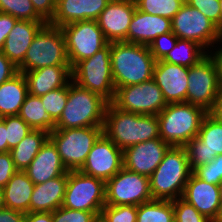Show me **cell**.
Returning a JSON list of instances; mask_svg holds the SVG:
<instances>
[{"instance_id":"6da1fadb","label":"cell","mask_w":222,"mask_h":222,"mask_svg":"<svg viewBox=\"0 0 222 222\" xmlns=\"http://www.w3.org/2000/svg\"><path fill=\"white\" fill-rule=\"evenodd\" d=\"M103 133L122 151L126 148L159 136L157 115H142L121 111L108 103Z\"/></svg>"},{"instance_id":"7a4b0ae2","label":"cell","mask_w":222,"mask_h":222,"mask_svg":"<svg viewBox=\"0 0 222 222\" xmlns=\"http://www.w3.org/2000/svg\"><path fill=\"white\" fill-rule=\"evenodd\" d=\"M110 61L116 90L153 78L156 60L148 46L123 41L111 42Z\"/></svg>"},{"instance_id":"3957f363","label":"cell","mask_w":222,"mask_h":222,"mask_svg":"<svg viewBox=\"0 0 222 222\" xmlns=\"http://www.w3.org/2000/svg\"><path fill=\"white\" fill-rule=\"evenodd\" d=\"M108 101L101 95L68 83V99L54 129L103 127Z\"/></svg>"},{"instance_id":"277c9868","label":"cell","mask_w":222,"mask_h":222,"mask_svg":"<svg viewBox=\"0 0 222 222\" xmlns=\"http://www.w3.org/2000/svg\"><path fill=\"white\" fill-rule=\"evenodd\" d=\"M208 112L188 102L169 103L157 115L160 138L175 147H184L198 136L202 121Z\"/></svg>"},{"instance_id":"5b68a950","label":"cell","mask_w":222,"mask_h":222,"mask_svg":"<svg viewBox=\"0 0 222 222\" xmlns=\"http://www.w3.org/2000/svg\"><path fill=\"white\" fill-rule=\"evenodd\" d=\"M191 174L185 147L171 146L149 177L152 198L172 201L182 197Z\"/></svg>"},{"instance_id":"8992f818","label":"cell","mask_w":222,"mask_h":222,"mask_svg":"<svg viewBox=\"0 0 222 222\" xmlns=\"http://www.w3.org/2000/svg\"><path fill=\"white\" fill-rule=\"evenodd\" d=\"M49 66H70V63L62 29L46 23L36 34L24 61L17 68L18 72L24 73Z\"/></svg>"},{"instance_id":"52a82bcc","label":"cell","mask_w":222,"mask_h":222,"mask_svg":"<svg viewBox=\"0 0 222 222\" xmlns=\"http://www.w3.org/2000/svg\"><path fill=\"white\" fill-rule=\"evenodd\" d=\"M111 42L90 58L77 62L72 68V81L78 86L101 95L109 103L116 89L112 75Z\"/></svg>"},{"instance_id":"ba28073f","label":"cell","mask_w":222,"mask_h":222,"mask_svg":"<svg viewBox=\"0 0 222 222\" xmlns=\"http://www.w3.org/2000/svg\"><path fill=\"white\" fill-rule=\"evenodd\" d=\"M103 133V127L54 129L49 139L54 143L68 171H79L93 144Z\"/></svg>"},{"instance_id":"9c48e42d","label":"cell","mask_w":222,"mask_h":222,"mask_svg":"<svg viewBox=\"0 0 222 222\" xmlns=\"http://www.w3.org/2000/svg\"><path fill=\"white\" fill-rule=\"evenodd\" d=\"M105 205L104 180L68 171L63 207L100 214Z\"/></svg>"},{"instance_id":"30bf717a","label":"cell","mask_w":222,"mask_h":222,"mask_svg":"<svg viewBox=\"0 0 222 222\" xmlns=\"http://www.w3.org/2000/svg\"><path fill=\"white\" fill-rule=\"evenodd\" d=\"M172 32L181 40L194 41L206 48L221 44L222 31L195 7L184 3L171 19ZM217 42V43H216ZM210 46V47H208Z\"/></svg>"},{"instance_id":"8fae6325","label":"cell","mask_w":222,"mask_h":222,"mask_svg":"<svg viewBox=\"0 0 222 222\" xmlns=\"http://www.w3.org/2000/svg\"><path fill=\"white\" fill-rule=\"evenodd\" d=\"M63 31L71 68L79 61L93 56L109 42L97 20L78 21L60 27Z\"/></svg>"},{"instance_id":"7c38bea8","label":"cell","mask_w":222,"mask_h":222,"mask_svg":"<svg viewBox=\"0 0 222 222\" xmlns=\"http://www.w3.org/2000/svg\"><path fill=\"white\" fill-rule=\"evenodd\" d=\"M153 200L149 177L122 168L105 182L106 205H135Z\"/></svg>"},{"instance_id":"4fadbf2b","label":"cell","mask_w":222,"mask_h":222,"mask_svg":"<svg viewBox=\"0 0 222 222\" xmlns=\"http://www.w3.org/2000/svg\"><path fill=\"white\" fill-rule=\"evenodd\" d=\"M111 103L121 111L142 115H158L167 106L153 78L141 84L118 88Z\"/></svg>"},{"instance_id":"5bb4252c","label":"cell","mask_w":222,"mask_h":222,"mask_svg":"<svg viewBox=\"0 0 222 222\" xmlns=\"http://www.w3.org/2000/svg\"><path fill=\"white\" fill-rule=\"evenodd\" d=\"M220 93L216 65L209 54L189 67L187 102L207 112Z\"/></svg>"},{"instance_id":"9a60e30c","label":"cell","mask_w":222,"mask_h":222,"mask_svg":"<svg viewBox=\"0 0 222 222\" xmlns=\"http://www.w3.org/2000/svg\"><path fill=\"white\" fill-rule=\"evenodd\" d=\"M192 172L199 166L211 162L222 154V124L207 114L201 124L197 137L185 146Z\"/></svg>"},{"instance_id":"2e32d148","label":"cell","mask_w":222,"mask_h":222,"mask_svg":"<svg viewBox=\"0 0 222 222\" xmlns=\"http://www.w3.org/2000/svg\"><path fill=\"white\" fill-rule=\"evenodd\" d=\"M122 168L123 151L102 133L93 144L84 165L79 171L106 182Z\"/></svg>"},{"instance_id":"e0dca14e","label":"cell","mask_w":222,"mask_h":222,"mask_svg":"<svg viewBox=\"0 0 222 222\" xmlns=\"http://www.w3.org/2000/svg\"><path fill=\"white\" fill-rule=\"evenodd\" d=\"M170 147L161 138L137 143L123 150V167L150 177Z\"/></svg>"},{"instance_id":"ac0fdd59","label":"cell","mask_w":222,"mask_h":222,"mask_svg":"<svg viewBox=\"0 0 222 222\" xmlns=\"http://www.w3.org/2000/svg\"><path fill=\"white\" fill-rule=\"evenodd\" d=\"M135 10L134 0H111L100 13L97 23L109 43L122 42L127 38Z\"/></svg>"},{"instance_id":"d6986e66","label":"cell","mask_w":222,"mask_h":222,"mask_svg":"<svg viewBox=\"0 0 222 222\" xmlns=\"http://www.w3.org/2000/svg\"><path fill=\"white\" fill-rule=\"evenodd\" d=\"M189 68L158 60L153 79L161 89L167 104L187 102Z\"/></svg>"},{"instance_id":"ffe728a7","label":"cell","mask_w":222,"mask_h":222,"mask_svg":"<svg viewBox=\"0 0 222 222\" xmlns=\"http://www.w3.org/2000/svg\"><path fill=\"white\" fill-rule=\"evenodd\" d=\"M182 198L210 220L218 217L222 203L220 185L207 183L192 172Z\"/></svg>"},{"instance_id":"44dd1931","label":"cell","mask_w":222,"mask_h":222,"mask_svg":"<svg viewBox=\"0 0 222 222\" xmlns=\"http://www.w3.org/2000/svg\"><path fill=\"white\" fill-rule=\"evenodd\" d=\"M111 0H57L49 24L62 27L78 21L97 20Z\"/></svg>"},{"instance_id":"7402d4cb","label":"cell","mask_w":222,"mask_h":222,"mask_svg":"<svg viewBox=\"0 0 222 222\" xmlns=\"http://www.w3.org/2000/svg\"><path fill=\"white\" fill-rule=\"evenodd\" d=\"M172 32L171 19L135 10L123 42L149 46L159 35Z\"/></svg>"},{"instance_id":"603a6c76","label":"cell","mask_w":222,"mask_h":222,"mask_svg":"<svg viewBox=\"0 0 222 222\" xmlns=\"http://www.w3.org/2000/svg\"><path fill=\"white\" fill-rule=\"evenodd\" d=\"M45 24V21H16L1 50L16 67L24 61L31 42Z\"/></svg>"},{"instance_id":"cb8c5ba5","label":"cell","mask_w":222,"mask_h":222,"mask_svg":"<svg viewBox=\"0 0 222 222\" xmlns=\"http://www.w3.org/2000/svg\"><path fill=\"white\" fill-rule=\"evenodd\" d=\"M24 172L35 185L68 174L56 146L50 139L45 142Z\"/></svg>"},{"instance_id":"d4e9b609","label":"cell","mask_w":222,"mask_h":222,"mask_svg":"<svg viewBox=\"0 0 222 222\" xmlns=\"http://www.w3.org/2000/svg\"><path fill=\"white\" fill-rule=\"evenodd\" d=\"M28 94L42 96L51 90L66 86L72 80L71 66H49L23 73Z\"/></svg>"},{"instance_id":"484cf974","label":"cell","mask_w":222,"mask_h":222,"mask_svg":"<svg viewBox=\"0 0 222 222\" xmlns=\"http://www.w3.org/2000/svg\"><path fill=\"white\" fill-rule=\"evenodd\" d=\"M67 174L34 185L30 200V212H53L63 205Z\"/></svg>"},{"instance_id":"4316f807","label":"cell","mask_w":222,"mask_h":222,"mask_svg":"<svg viewBox=\"0 0 222 222\" xmlns=\"http://www.w3.org/2000/svg\"><path fill=\"white\" fill-rule=\"evenodd\" d=\"M34 185L24 171H17L3 188L4 206L29 213Z\"/></svg>"},{"instance_id":"83f0119b","label":"cell","mask_w":222,"mask_h":222,"mask_svg":"<svg viewBox=\"0 0 222 222\" xmlns=\"http://www.w3.org/2000/svg\"><path fill=\"white\" fill-rule=\"evenodd\" d=\"M27 95V81L21 72L2 83L0 85V118L18 115Z\"/></svg>"},{"instance_id":"f1b7e54d","label":"cell","mask_w":222,"mask_h":222,"mask_svg":"<svg viewBox=\"0 0 222 222\" xmlns=\"http://www.w3.org/2000/svg\"><path fill=\"white\" fill-rule=\"evenodd\" d=\"M49 132L31 130L9 152L18 171H24L49 139Z\"/></svg>"},{"instance_id":"f546056e","label":"cell","mask_w":222,"mask_h":222,"mask_svg":"<svg viewBox=\"0 0 222 222\" xmlns=\"http://www.w3.org/2000/svg\"><path fill=\"white\" fill-rule=\"evenodd\" d=\"M20 116L33 130L51 132L55 123L50 119L39 96L28 94L23 102Z\"/></svg>"},{"instance_id":"4dcf8cb0","label":"cell","mask_w":222,"mask_h":222,"mask_svg":"<svg viewBox=\"0 0 222 222\" xmlns=\"http://www.w3.org/2000/svg\"><path fill=\"white\" fill-rule=\"evenodd\" d=\"M207 54L208 52L196 42L178 39L176 45L162 61L189 68L197 64Z\"/></svg>"},{"instance_id":"1f68e13d","label":"cell","mask_w":222,"mask_h":222,"mask_svg":"<svg viewBox=\"0 0 222 222\" xmlns=\"http://www.w3.org/2000/svg\"><path fill=\"white\" fill-rule=\"evenodd\" d=\"M136 222H175L173 200L153 199L140 204Z\"/></svg>"},{"instance_id":"d6a6232c","label":"cell","mask_w":222,"mask_h":222,"mask_svg":"<svg viewBox=\"0 0 222 222\" xmlns=\"http://www.w3.org/2000/svg\"><path fill=\"white\" fill-rule=\"evenodd\" d=\"M136 9L172 19L184 4L180 0H134Z\"/></svg>"},{"instance_id":"836d02e7","label":"cell","mask_w":222,"mask_h":222,"mask_svg":"<svg viewBox=\"0 0 222 222\" xmlns=\"http://www.w3.org/2000/svg\"><path fill=\"white\" fill-rule=\"evenodd\" d=\"M0 12L19 20L44 21L36 13L31 0H0Z\"/></svg>"},{"instance_id":"e575fe53","label":"cell","mask_w":222,"mask_h":222,"mask_svg":"<svg viewBox=\"0 0 222 222\" xmlns=\"http://www.w3.org/2000/svg\"><path fill=\"white\" fill-rule=\"evenodd\" d=\"M50 119L56 123L62 115L68 99V84L39 96Z\"/></svg>"},{"instance_id":"d590c367","label":"cell","mask_w":222,"mask_h":222,"mask_svg":"<svg viewBox=\"0 0 222 222\" xmlns=\"http://www.w3.org/2000/svg\"><path fill=\"white\" fill-rule=\"evenodd\" d=\"M6 124L8 152L13 149L31 130H33L20 116H6L0 118Z\"/></svg>"},{"instance_id":"8d00e7d4","label":"cell","mask_w":222,"mask_h":222,"mask_svg":"<svg viewBox=\"0 0 222 222\" xmlns=\"http://www.w3.org/2000/svg\"><path fill=\"white\" fill-rule=\"evenodd\" d=\"M175 222H209L197 209L182 197L173 200Z\"/></svg>"},{"instance_id":"74e56055","label":"cell","mask_w":222,"mask_h":222,"mask_svg":"<svg viewBox=\"0 0 222 222\" xmlns=\"http://www.w3.org/2000/svg\"><path fill=\"white\" fill-rule=\"evenodd\" d=\"M193 173L200 179L210 184L221 185L222 183V154L207 163L197 167Z\"/></svg>"},{"instance_id":"f35d334b","label":"cell","mask_w":222,"mask_h":222,"mask_svg":"<svg viewBox=\"0 0 222 222\" xmlns=\"http://www.w3.org/2000/svg\"><path fill=\"white\" fill-rule=\"evenodd\" d=\"M101 213L109 220V222H136L137 206L105 205Z\"/></svg>"},{"instance_id":"ab89813d","label":"cell","mask_w":222,"mask_h":222,"mask_svg":"<svg viewBox=\"0 0 222 222\" xmlns=\"http://www.w3.org/2000/svg\"><path fill=\"white\" fill-rule=\"evenodd\" d=\"M178 37L173 32L159 35L148 46L156 61L162 60L176 45Z\"/></svg>"},{"instance_id":"60d3db41","label":"cell","mask_w":222,"mask_h":222,"mask_svg":"<svg viewBox=\"0 0 222 222\" xmlns=\"http://www.w3.org/2000/svg\"><path fill=\"white\" fill-rule=\"evenodd\" d=\"M96 215L94 212L72 210L61 206L52 212V219L53 222H93Z\"/></svg>"},{"instance_id":"b9f144b4","label":"cell","mask_w":222,"mask_h":222,"mask_svg":"<svg viewBox=\"0 0 222 222\" xmlns=\"http://www.w3.org/2000/svg\"><path fill=\"white\" fill-rule=\"evenodd\" d=\"M188 4L198 9L221 30L219 0H188Z\"/></svg>"},{"instance_id":"7bdbcfd3","label":"cell","mask_w":222,"mask_h":222,"mask_svg":"<svg viewBox=\"0 0 222 222\" xmlns=\"http://www.w3.org/2000/svg\"><path fill=\"white\" fill-rule=\"evenodd\" d=\"M17 171L10 152L0 153V188H4Z\"/></svg>"},{"instance_id":"ee69618b","label":"cell","mask_w":222,"mask_h":222,"mask_svg":"<svg viewBox=\"0 0 222 222\" xmlns=\"http://www.w3.org/2000/svg\"><path fill=\"white\" fill-rule=\"evenodd\" d=\"M57 0H31L36 13L46 22L49 23L56 10Z\"/></svg>"},{"instance_id":"f6af8a7d","label":"cell","mask_w":222,"mask_h":222,"mask_svg":"<svg viewBox=\"0 0 222 222\" xmlns=\"http://www.w3.org/2000/svg\"><path fill=\"white\" fill-rule=\"evenodd\" d=\"M18 73V68L0 51V85Z\"/></svg>"},{"instance_id":"bcb514c9","label":"cell","mask_w":222,"mask_h":222,"mask_svg":"<svg viewBox=\"0 0 222 222\" xmlns=\"http://www.w3.org/2000/svg\"><path fill=\"white\" fill-rule=\"evenodd\" d=\"M17 20V18H14L10 14L0 12V51Z\"/></svg>"},{"instance_id":"7dc6e473","label":"cell","mask_w":222,"mask_h":222,"mask_svg":"<svg viewBox=\"0 0 222 222\" xmlns=\"http://www.w3.org/2000/svg\"><path fill=\"white\" fill-rule=\"evenodd\" d=\"M25 213L10 208L0 209V222H23Z\"/></svg>"},{"instance_id":"c3c4849f","label":"cell","mask_w":222,"mask_h":222,"mask_svg":"<svg viewBox=\"0 0 222 222\" xmlns=\"http://www.w3.org/2000/svg\"><path fill=\"white\" fill-rule=\"evenodd\" d=\"M208 52L211 58L213 59L216 69H217V77H218V85L220 89V93H222V47L220 46L215 52Z\"/></svg>"},{"instance_id":"681fc988","label":"cell","mask_w":222,"mask_h":222,"mask_svg":"<svg viewBox=\"0 0 222 222\" xmlns=\"http://www.w3.org/2000/svg\"><path fill=\"white\" fill-rule=\"evenodd\" d=\"M23 222H53L52 212L25 213Z\"/></svg>"},{"instance_id":"f907efd6","label":"cell","mask_w":222,"mask_h":222,"mask_svg":"<svg viewBox=\"0 0 222 222\" xmlns=\"http://www.w3.org/2000/svg\"><path fill=\"white\" fill-rule=\"evenodd\" d=\"M208 114L217 122L222 124V93L214 101L213 107L208 111Z\"/></svg>"},{"instance_id":"816d5d0a","label":"cell","mask_w":222,"mask_h":222,"mask_svg":"<svg viewBox=\"0 0 222 222\" xmlns=\"http://www.w3.org/2000/svg\"><path fill=\"white\" fill-rule=\"evenodd\" d=\"M8 152L6 124L0 119V153Z\"/></svg>"},{"instance_id":"f5cc1de1","label":"cell","mask_w":222,"mask_h":222,"mask_svg":"<svg viewBox=\"0 0 222 222\" xmlns=\"http://www.w3.org/2000/svg\"><path fill=\"white\" fill-rule=\"evenodd\" d=\"M93 222H109V220L102 214H97Z\"/></svg>"},{"instance_id":"db71d44e","label":"cell","mask_w":222,"mask_h":222,"mask_svg":"<svg viewBox=\"0 0 222 222\" xmlns=\"http://www.w3.org/2000/svg\"><path fill=\"white\" fill-rule=\"evenodd\" d=\"M4 207L3 188H0V209Z\"/></svg>"},{"instance_id":"11a10c76","label":"cell","mask_w":222,"mask_h":222,"mask_svg":"<svg viewBox=\"0 0 222 222\" xmlns=\"http://www.w3.org/2000/svg\"><path fill=\"white\" fill-rule=\"evenodd\" d=\"M216 219L219 222H222V203H221V206H220V211H219L218 217Z\"/></svg>"},{"instance_id":"9f6ffc18","label":"cell","mask_w":222,"mask_h":222,"mask_svg":"<svg viewBox=\"0 0 222 222\" xmlns=\"http://www.w3.org/2000/svg\"><path fill=\"white\" fill-rule=\"evenodd\" d=\"M220 13H221V31H222V0H219Z\"/></svg>"},{"instance_id":"6f0895ef","label":"cell","mask_w":222,"mask_h":222,"mask_svg":"<svg viewBox=\"0 0 222 222\" xmlns=\"http://www.w3.org/2000/svg\"><path fill=\"white\" fill-rule=\"evenodd\" d=\"M220 191H221V200H222V183L220 185Z\"/></svg>"},{"instance_id":"680465c9","label":"cell","mask_w":222,"mask_h":222,"mask_svg":"<svg viewBox=\"0 0 222 222\" xmlns=\"http://www.w3.org/2000/svg\"><path fill=\"white\" fill-rule=\"evenodd\" d=\"M209 222H219L217 219H212Z\"/></svg>"},{"instance_id":"91938a15","label":"cell","mask_w":222,"mask_h":222,"mask_svg":"<svg viewBox=\"0 0 222 222\" xmlns=\"http://www.w3.org/2000/svg\"><path fill=\"white\" fill-rule=\"evenodd\" d=\"M180 1H182L183 3H188V0H180Z\"/></svg>"}]
</instances>
